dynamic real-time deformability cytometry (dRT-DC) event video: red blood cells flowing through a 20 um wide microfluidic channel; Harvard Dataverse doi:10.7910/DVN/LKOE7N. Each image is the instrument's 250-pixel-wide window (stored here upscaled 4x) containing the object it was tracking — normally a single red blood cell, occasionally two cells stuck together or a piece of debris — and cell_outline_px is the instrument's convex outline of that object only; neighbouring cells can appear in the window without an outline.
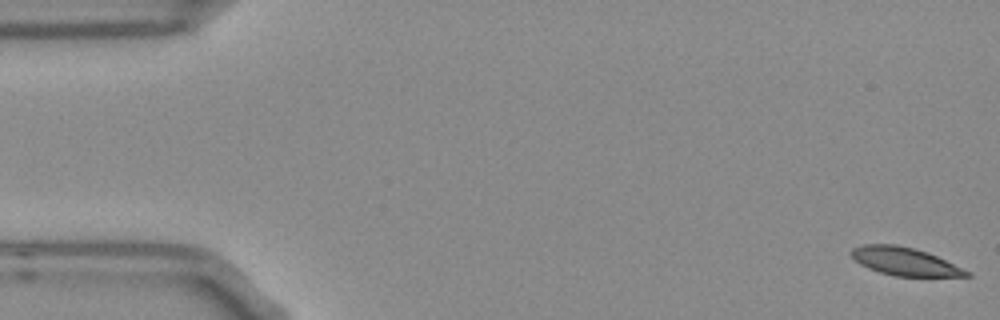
{"species": "Egyptian fruit bat (a non-hibernating species)", "species_latin": "Rousettus aegyptiacus", "temperature_condition": "room temperature", "stored_images_in_passage": 14, "camera_frame_rate_fps": 3000, "um_per_image_px": 0.085, "frame": {"image": 1, "passage_image": 1, "time_ms": 0.0, "image_size_px": [1000, 320], "cell_outline_px": [[972, 276], [896, 276], [880, 272], [868, 268], [860, 264], [848, 252], [852, 248], [864, 244], [896, 244], [928, 252], [972, 272]], "centroid_in_image_um": [76.9, 22.21], "position_along_channel_um": 8.1, "area_um2": 18.79}}
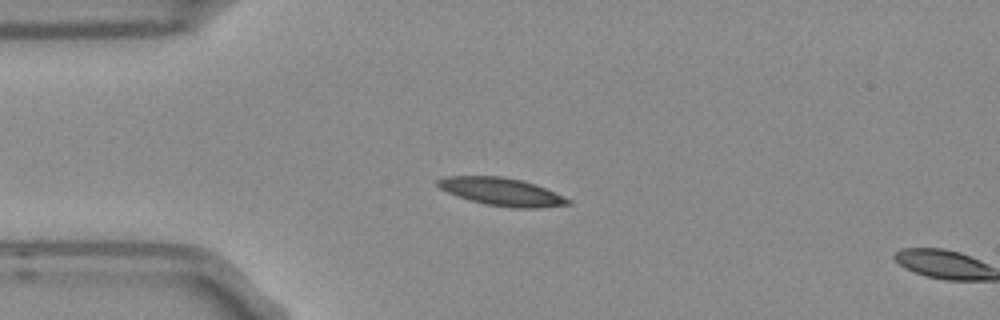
{"frame": {"image": 2, "passage_image": 13, "time_ms": 4.0, "image_size_px": [1000, 320], "cell_outline_px": [[572, 204], [536, 208], [512, 208], [484, 204], [448, 192], [440, 188], [436, 184], [436, 180], [444, 176], [500, 176], [524, 180], [536, 184], [564, 196], [572, 200]], "centroid_in_image_um": [42.68, 16.29], "position_along_channel_um": 42.3, "area_um2": 21.15}}